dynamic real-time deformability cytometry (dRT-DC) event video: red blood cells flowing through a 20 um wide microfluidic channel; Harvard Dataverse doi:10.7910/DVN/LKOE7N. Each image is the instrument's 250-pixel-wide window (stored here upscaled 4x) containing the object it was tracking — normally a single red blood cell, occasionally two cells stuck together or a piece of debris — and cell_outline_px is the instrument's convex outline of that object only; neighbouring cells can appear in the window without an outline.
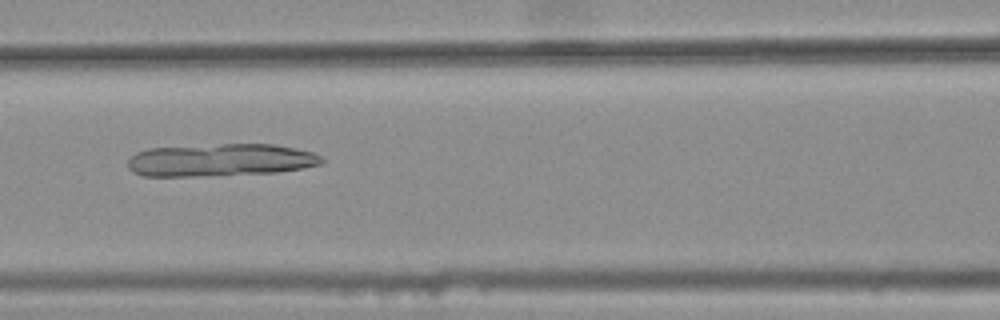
{"species": "common noctule bat (a hibernating species)", "species_latin": "Nyctalus noctula", "temperature_condition": "warm", "stored_images_in_passage": 47, "camera_frame_rate_fps": 3000, "um_per_image_px": 0.085, "animal": {"sex": "female", "body_mass_g": 25.1}, "frame": {"image": 1, "passage_image": 23, "time_ms": 7.333, "image_size_px": [1000, 320], "cell_outline_px": [[324, 160], [320, 164], [300, 168], [276, 172], [196, 176], [140, 176], [132, 172], [128, 168], [128, 160], [136, 152], [148, 148], [220, 144], [272, 144], [296, 148], [312, 152], [320, 156]], "centroid_in_image_um": [18.68, 13.6], "position_along_channel_um": 147.9, "area_um2": 36.7}}
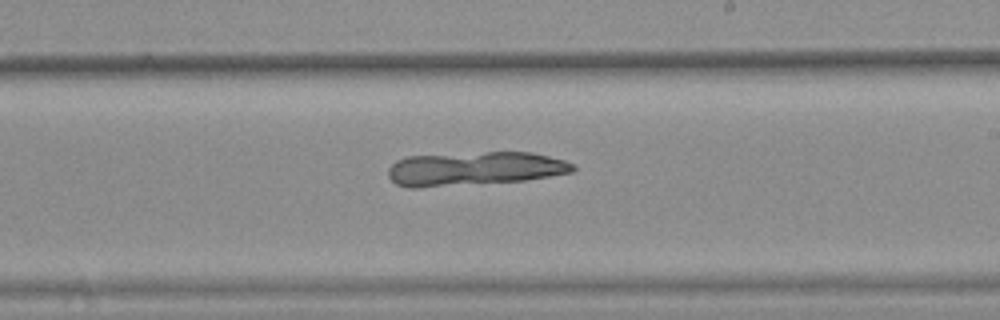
{"frame": {"image": 2, "passage_image": 31, "time_ms": 10.0, "image_size_px": [1000, 320], "cell_outline_px": [[576, 168], [572, 172], [524, 180], [420, 188], [408, 188], [396, 184], [388, 176], [388, 168], [396, 160], [408, 156], [484, 152], [532, 152], [564, 160], [572, 164]], "centroid_in_image_um": [40.28, 14.34], "position_along_channel_um": 248.7, "area_um2": 36.36}}
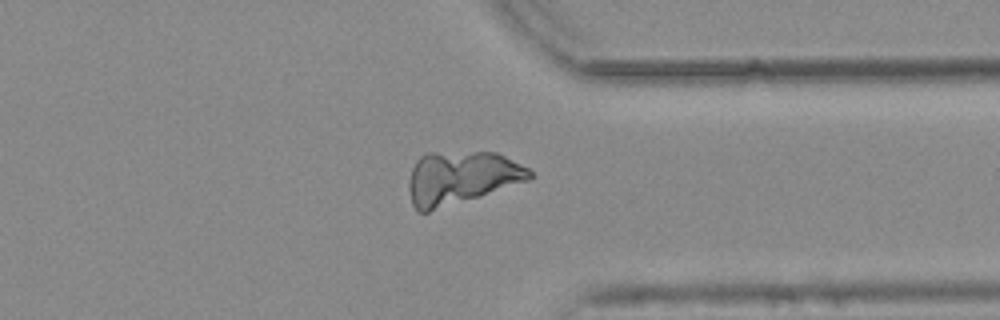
{"frame": {"image": 3, "passage_image": 41, "time_ms": 13.333, "image_size_px": [1000, 320], "cell_outline_px": [[536, 176], [528, 180], [480, 196], [428, 212], [420, 212], [412, 204], [408, 188], [408, 180], [412, 168], [416, 160], [420, 156], [428, 152], [496, 152], [528, 168]], "centroid_in_image_um": [39.17, 15.09], "position_along_channel_um": 372.2, "area_um2": 37.22}}